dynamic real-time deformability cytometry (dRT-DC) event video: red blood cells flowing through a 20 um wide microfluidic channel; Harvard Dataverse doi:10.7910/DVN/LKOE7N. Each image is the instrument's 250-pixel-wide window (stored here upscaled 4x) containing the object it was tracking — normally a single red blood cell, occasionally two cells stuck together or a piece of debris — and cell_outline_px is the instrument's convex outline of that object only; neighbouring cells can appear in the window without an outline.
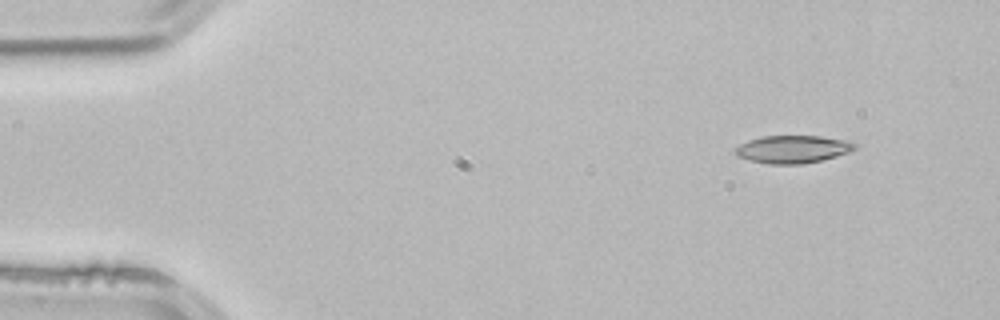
{"species": "common noctule bat (a hibernating species)", "species_latin": "Nyctalus noctula", "temperature_condition": "room temperature", "stored_images_in_passage": 3, "camera_frame_rate_fps": 3000, "um_per_image_px": 0.085, "animal": {"sex": "male", "body_mass_g": 21.5, "forearm_length_mm": 52.0}, "frame": {"image": 1, "passage_image": 1, "time_ms": 0.0, "image_size_px": [1000, 320], "cell_outline_px": [[856, 148], [848, 152], [836, 156], [820, 160], [800, 164], [768, 164], [748, 160], [736, 156], [736, 148], [740, 144], [748, 140], [764, 136], [820, 136], [848, 140], [856, 144]], "centroid_in_image_um": [67.37, 12.68], "position_along_channel_um": 17.6, "area_um2": 19.19}}
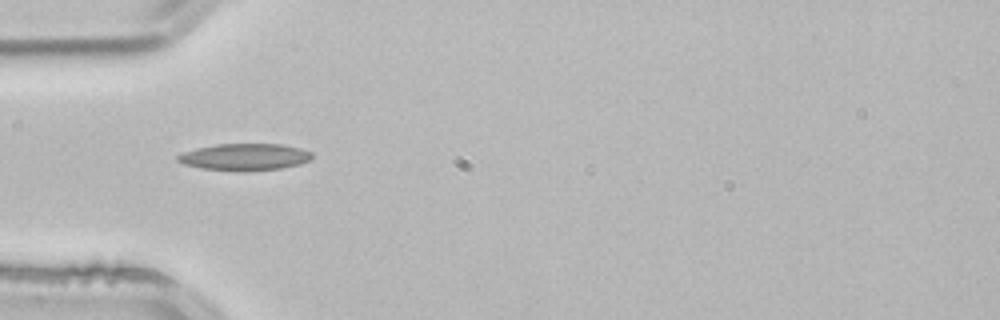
{"frame": {"image": 2, "passage_image": 3, "time_ms": 0.667, "image_size_px": [1000, 320], "cell_outline_px": [[312, 160], [300, 164], [280, 168], [244, 172], [200, 168], [184, 164], [176, 160], [176, 156], [184, 152], [196, 148], [216, 144], [280, 144], [300, 148], [312, 152]], "centroid_in_image_um": [20.8, 13.35], "position_along_channel_um": 64.2, "area_um2": 21.15}}